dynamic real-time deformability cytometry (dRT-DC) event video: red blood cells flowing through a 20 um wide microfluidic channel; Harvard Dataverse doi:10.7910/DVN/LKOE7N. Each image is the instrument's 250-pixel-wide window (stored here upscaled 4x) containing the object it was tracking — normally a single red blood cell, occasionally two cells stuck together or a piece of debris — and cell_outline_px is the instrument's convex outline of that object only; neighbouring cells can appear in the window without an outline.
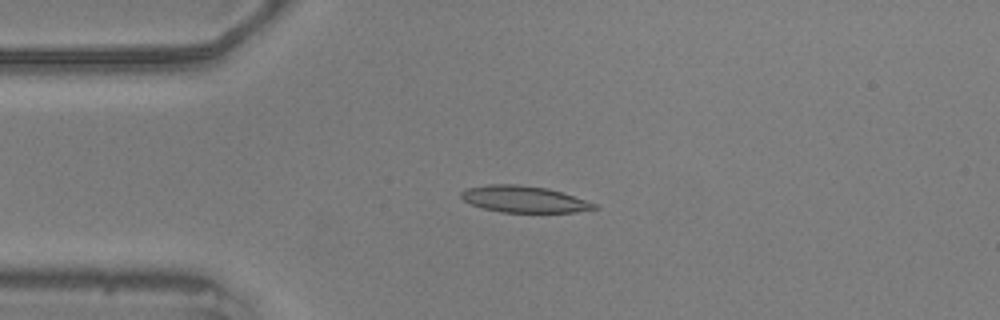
{"species": "common noctule bat (a hibernating species)", "species_latin": "Nyctalus noctula", "temperature_condition": "warm", "stored_images_in_passage": 56, "camera_frame_rate_fps": 3000, "um_per_image_px": 0.085, "animal": {"sex": "male", "body_mass_g": 20.5, "forearm_length_mm": 52.5}, "frame": {"image": 1, "passage_image": 13, "time_ms": 4.0, "image_size_px": [1000, 320], "cell_outline_px": [[600, 208], [576, 212], [500, 212], [484, 208], [472, 204], [464, 200], [460, 196], [460, 192], [468, 188], [488, 184], [516, 184], [548, 188], [596, 204]], "centroid_in_image_um": [44.52, 16.93], "position_along_channel_um": 40.5, "area_um2": 20.35}}
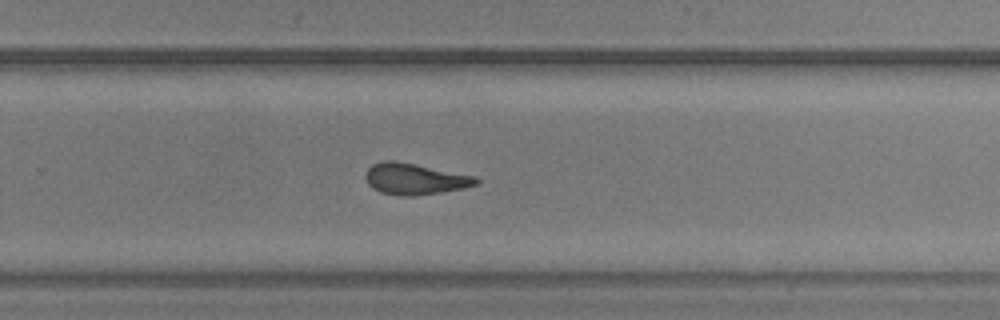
{"frame": {"image": 2, "passage_image": 36, "time_ms": 11.667, "image_size_px": [1000, 320], "cell_outline_px": [[480, 180], [476, 184], [464, 188], [440, 192], [412, 196], [400, 196], [380, 192], [372, 188], [368, 184], [364, 176], [364, 172], [372, 164], [384, 160], [396, 160], [476, 176]], "centroid_in_image_um": [35.22, 15.2], "position_along_channel_um": 294.6, "area_um2": 20.29}}
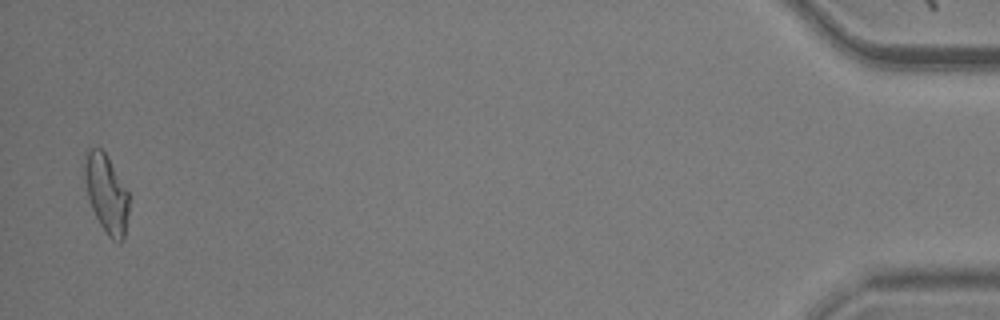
{"frame": {"image": 3, "passage_image": 55, "time_ms": 18.0, "image_size_px": [1000, 320], "cell_outline_px": [[128, 212], [124, 236], [120, 244], [116, 244], [108, 236], [100, 224], [88, 200], [84, 176], [84, 152], [88, 148], [100, 148], [104, 152], [128, 192]], "centroid_in_image_um": [9.01, 16.47], "position_along_channel_um": 426.2, "area_um2": 20.11}, "authors_computed_cell_mechanics": {"area_um2": 20.1722, "velocity_mm_per_s": 3.569, "shape_relaxation_time_tau1_ms": 10.8825, "shape_relaxation_time_tau2_ms": 2.0544, "deformation_change_tau1": 0.294, "deformation_change_tau2": 0.1082}}